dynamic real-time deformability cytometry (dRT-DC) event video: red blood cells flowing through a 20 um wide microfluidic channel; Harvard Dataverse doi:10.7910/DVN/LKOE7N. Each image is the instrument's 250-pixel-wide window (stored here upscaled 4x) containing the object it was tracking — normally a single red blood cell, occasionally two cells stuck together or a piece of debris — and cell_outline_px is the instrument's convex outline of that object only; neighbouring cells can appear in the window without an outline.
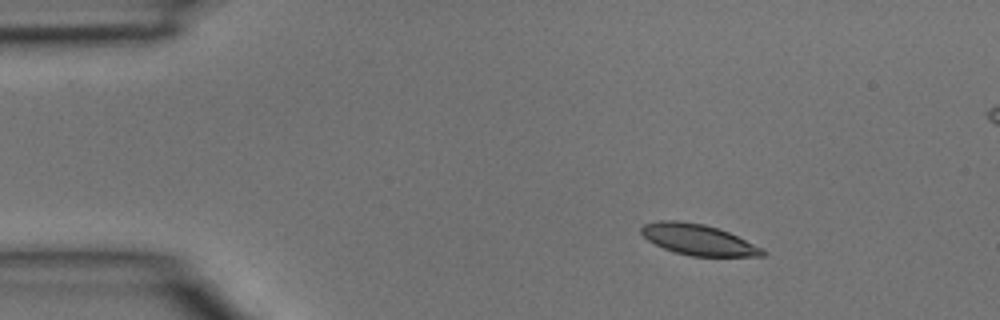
{"species": "common noctule bat (a hibernating species)", "species_latin": "Nyctalus noctula", "temperature_condition": "room temperature", "stored_images_in_passage": 3, "camera_frame_rate_fps": 3000, "um_per_image_px": 0.085, "animal": {"sex": "male", "body_mass_g": 15.6}, "frame": {"image": 1, "passage_image": 1, "time_ms": 0.0, "image_size_px": [1000, 320], "cell_outline_px": [[768, 252], [764, 256], [692, 256], [676, 252], [664, 248], [648, 240], [640, 232], [640, 228], [644, 224], [656, 220], [680, 220], [704, 224], [728, 232], [764, 248]], "centroid_in_image_um": [59.36, 20.36], "position_along_channel_um": 25.6, "area_um2": 21.79}}